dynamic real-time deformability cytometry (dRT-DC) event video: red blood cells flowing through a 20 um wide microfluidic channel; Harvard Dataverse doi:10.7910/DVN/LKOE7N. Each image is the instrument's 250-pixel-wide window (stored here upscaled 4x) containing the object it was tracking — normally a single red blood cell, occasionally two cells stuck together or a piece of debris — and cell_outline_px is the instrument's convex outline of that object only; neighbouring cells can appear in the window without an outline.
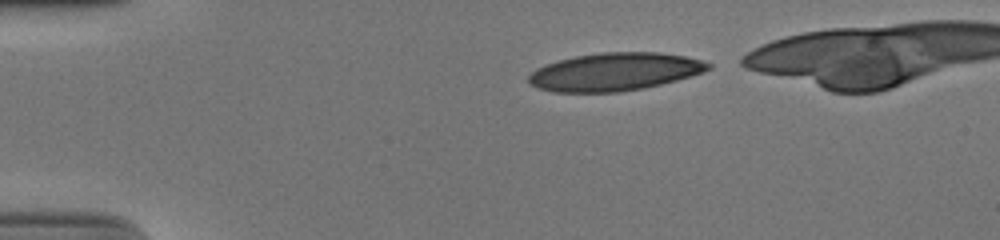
{"species": "human", "species_latin": "Homo sapiens", "temperature_condition": "cold", "stored_images_in_passage": 39, "camera_frame_rate_fps": 3000, "um_per_image_px": 0.085, "donor": {"sex": "male"}, "frame": {"image": 1, "passage_image": 1, "time_ms": 0.0, "image_size_px": [1000, 240], "cell_outline_px": [[712, 68], [676, 80], [660, 84], [640, 88], [616, 92], [556, 92], [540, 88], [532, 84], [528, 80], [528, 76], [536, 68], [560, 60], [576, 56], [600, 52], [656, 52], [684, 56], [700, 60], [712, 64]], "centroid_in_image_um": [52.23, 6.09], "position_along_channel_um": 32.8, "area_um2": 39.02}}
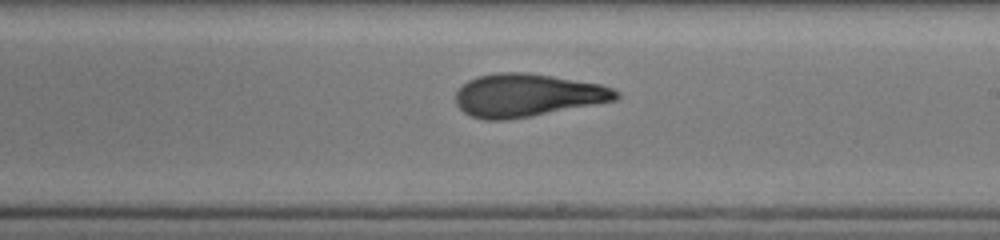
{"frame": {"image": 2, "passage_image": 22, "time_ms": 7.0, "image_size_px": [1000, 240], "cell_outline_px": [[620, 96], [616, 100], [532, 116], [504, 120], [484, 120], [472, 116], [464, 112], [456, 104], [456, 92], [468, 80], [476, 76], [500, 72], [528, 72], [600, 84], [612, 88], [620, 92]], "centroid_in_image_um": [44.81, 8.09], "position_along_channel_um": 244.2, "area_um2": 40.06}}
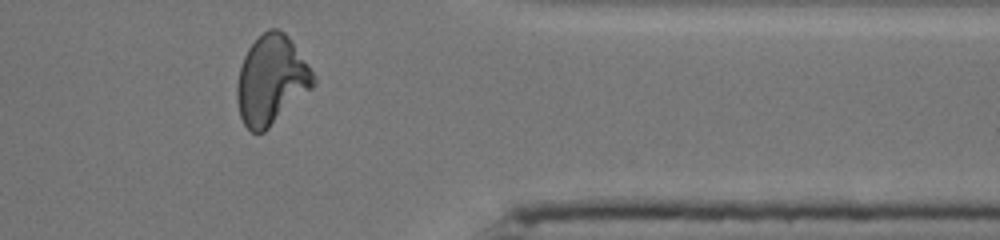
{"frame": {"image": 3, "passage_image": 34, "time_ms": 11.0, "image_size_px": [1000, 240], "cell_outline_px": [[316, 84], [312, 88], [264, 132], [252, 132], [244, 124], [240, 116], [236, 100], [236, 84], [240, 68], [244, 56], [248, 48], [268, 28], [276, 28], [284, 32], [288, 36], [316, 76]], "centroid_in_image_um": [23.05, 6.81], "position_along_channel_um": 388.3, "area_um2": 39.42}, "authors_computed_cell_mechanics": {"area_um2": 39.6508, "velocity_mm_per_s": 3.9059, "shape_relaxation_time_tau1_ms": 6.5165, "shape_relaxation_time_tau2_ms": 1.6276, "deformation_change_tau1": 0.2399, "deformation_change_tau2": 0.0963}}